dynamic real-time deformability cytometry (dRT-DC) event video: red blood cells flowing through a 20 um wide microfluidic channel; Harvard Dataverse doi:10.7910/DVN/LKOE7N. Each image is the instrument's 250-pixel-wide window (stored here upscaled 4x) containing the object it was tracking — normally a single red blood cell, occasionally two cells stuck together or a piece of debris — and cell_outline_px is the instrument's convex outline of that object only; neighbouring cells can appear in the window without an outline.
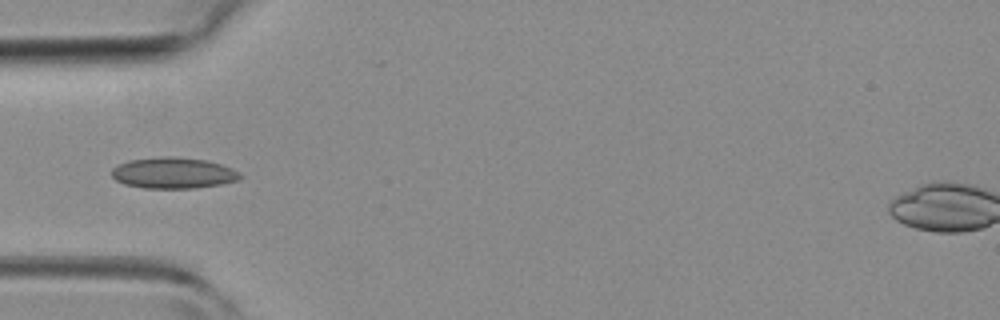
{"species": "common noctule bat (a hibernating species)", "species_latin": "Nyctalus noctula", "temperature_condition": "room temperature", "stored_images_in_passage": 5, "camera_frame_rate_fps": 3000, "um_per_image_px": 0.085, "animal": {"sex": "female", "body_mass_g": 19.3, "forearm_length_mm": 54.1}, "frame": {"image": 1, "passage_image": 4, "time_ms": 3.667, "image_size_px": [1000, 320], "cell_outline_px": [[244, 176], [240, 180], [220, 184], [196, 188], [144, 188], [124, 184], [116, 180], [112, 176], [112, 168], [116, 164], [128, 160], [160, 156], [168, 156], [204, 160], [220, 164], [232, 168], [240, 172]], "centroid_in_image_um": [14.72, 14.7], "position_along_channel_um": 70.3, "area_um2": 23.41}}
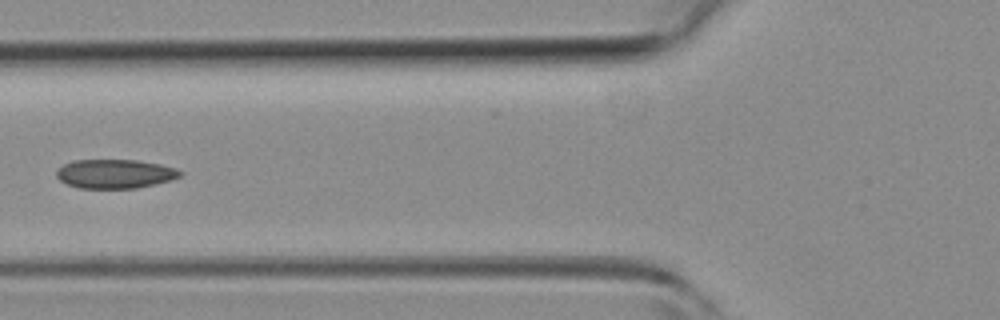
{"frame": {"image": 2, "passage_image": 5, "time_ms": 4.667, "image_size_px": [1000, 320], "cell_outline_px": [[184, 172], [180, 176], [172, 180], [136, 188], [80, 188], [68, 184], [60, 180], [56, 176], [56, 172], [64, 164], [76, 160], [136, 160], [160, 164], [176, 168]], "centroid_in_image_um": [9.81, 14.77], "position_along_channel_um": 116.0, "area_um2": 20.81}}